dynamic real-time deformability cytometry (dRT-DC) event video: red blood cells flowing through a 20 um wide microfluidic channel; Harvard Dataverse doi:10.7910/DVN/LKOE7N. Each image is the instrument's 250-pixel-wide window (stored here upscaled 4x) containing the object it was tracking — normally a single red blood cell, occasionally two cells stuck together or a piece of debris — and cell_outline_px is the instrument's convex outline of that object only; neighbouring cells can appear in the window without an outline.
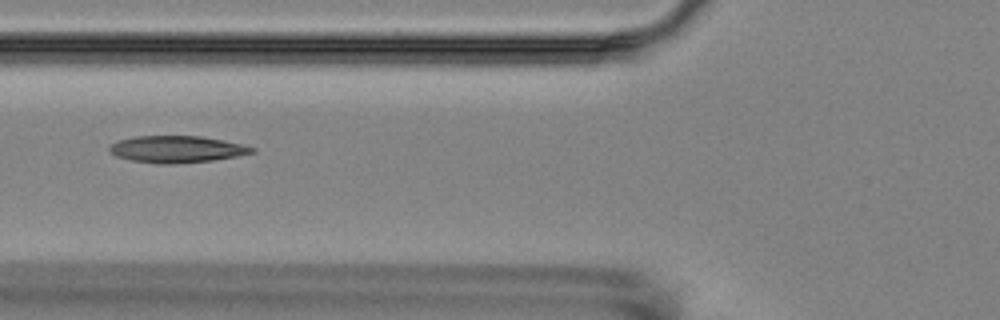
{"species": "Egyptian fruit bat (a non-hibernating species)", "species_latin": "Rousettus aegyptiacus", "temperature_condition": "room temperature", "stored_images_in_passage": 8, "camera_frame_rate_fps": 3000, "um_per_image_px": 0.085, "animal": {"sex": "female"}, "frame": {"image": 1, "passage_image": 2, "time_ms": 1.0, "image_size_px": [1000, 320], "cell_outline_px": [[256, 152], [236, 156], [212, 160], [172, 164], [156, 164], [132, 160], [116, 156], [108, 148], [112, 144], [120, 140], [136, 136], [200, 136], [240, 144], [256, 148]], "centroid_in_image_um": [15.02, 12.69], "position_along_channel_um": 110.8, "area_um2": 21.96}}
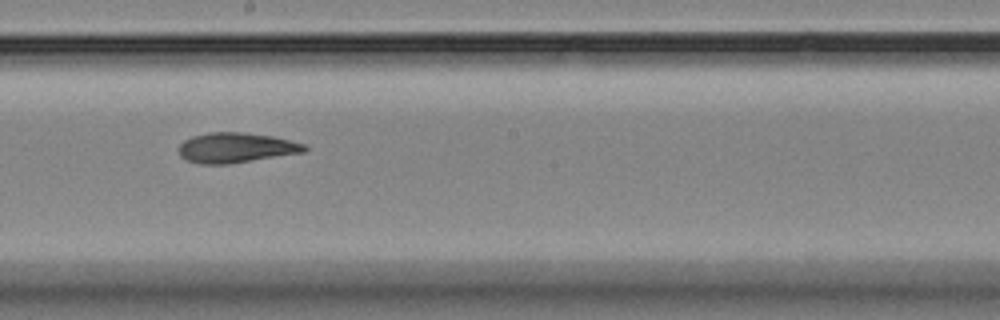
{"frame": {"image": 2, "passage_image": 5, "time_ms": 4.333, "image_size_px": [1000, 320], "cell_outline_px": [[308, 148], [304, 152], [228, 164], [200, 164], [188, 160], [180, 156], [180, 144], [184, 140], [192, 136], [208, 132], [240, 132], [272, 136], [308, 144]], "centroid_in_image_um": [20.08, 12.55], "position_along_channel_um": 228.1, "area_um2": 21.96}}
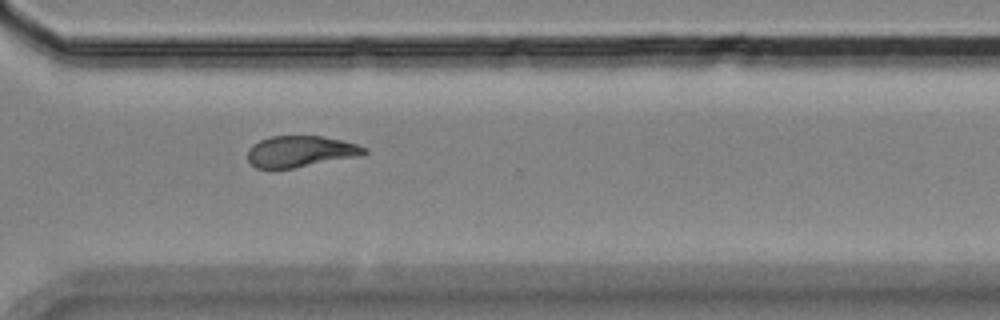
{"frame": {"image": 3, "passage_image": 8, "time_ms": 7.667, "image_size_px": [1000, 320], "cell_outline_px": [[368, 152], [360, 156], [292, 168], [256, 168], [248, 160], [248, 148], [252, 144], [268, 136], [320, 136], [340, 140], [356, 144], [368, 148]], "centroid_in_image_um": [25.53, 12.86], "position_along_channel_um": 345.1, "area_um2": 21.15}}